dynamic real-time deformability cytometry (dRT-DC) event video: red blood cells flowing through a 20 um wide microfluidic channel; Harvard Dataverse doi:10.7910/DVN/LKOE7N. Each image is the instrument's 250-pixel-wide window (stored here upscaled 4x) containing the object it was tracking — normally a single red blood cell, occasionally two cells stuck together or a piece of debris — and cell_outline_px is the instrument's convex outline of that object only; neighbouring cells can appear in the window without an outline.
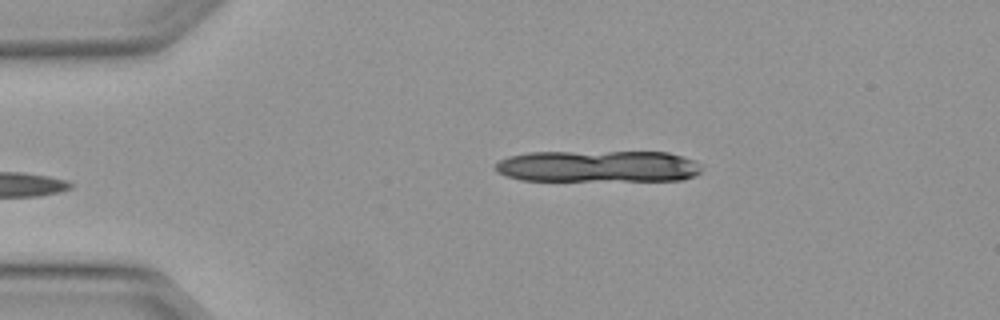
{"species": "Egyptian fruit bat (a non-hibernating species)", "species_latin": "Rousettus aegyptiacus", "temperature_condition": "warm", "stored_images_in_passage": 2, "camera_frame_rate_fps": 3000, "um_per_image_px": 0.085, "animal": {"sex": "female"}, "frame": {"image": 1, "passage_image": 1, "time_ms": 0.0, "image_size_px": [1000, 320], "cell_outline_px": [[700, 172], [696, 176], [684, 180], [520, 180], [504, 176], [496, 172], [496, 164], [500, 160], [508, 156], [528, 152], [668, 152], [696, 160], [700, 164]], "centroid_in_image_um": [50.84, 14.13], "position_along_channel_um": 34.2, "area_um2": 38.32}}